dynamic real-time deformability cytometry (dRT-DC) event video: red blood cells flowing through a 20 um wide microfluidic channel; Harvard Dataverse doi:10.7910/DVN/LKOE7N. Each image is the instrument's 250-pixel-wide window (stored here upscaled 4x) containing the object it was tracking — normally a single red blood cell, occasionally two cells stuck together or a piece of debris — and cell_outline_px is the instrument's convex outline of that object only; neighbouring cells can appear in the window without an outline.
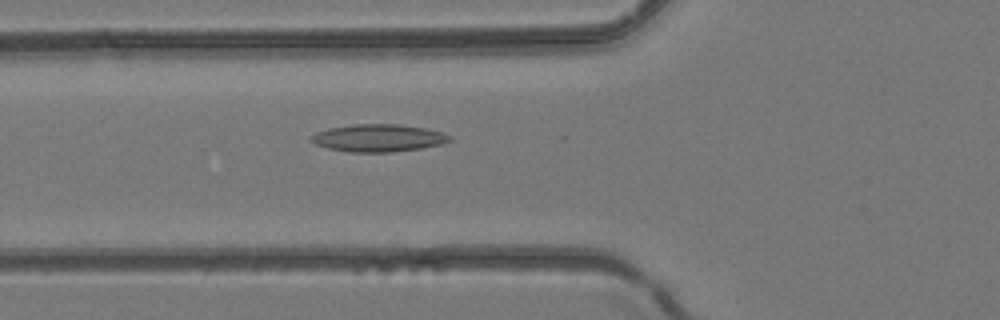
{"species": "common noctule bat (a hibernating species)", "species_latin": "Nyctalus noctula", "temperature_condition": "room temperature", "stored_images_in_passage": 27, "camera_frame_rate_fps": 3000, "um_per_image_px": 0.085, "animal": {"sex": "female", "body_mass_g": 24.6, "forearm_length_mm": 56.2}, "frame": {"image": 1, "passage_image": 4, "time_ms": 1.0, "image_size_px": [1000, 320], "cell_outline_px": [[452, 140], [440, 144], [420, 148], [392, 152], [348, 152], [328, 148], [316, 144], [312, 140], [312, 136], [316, 132], [328, 128], [356, 124], [400, 124], [424, 128], [440, 132], [452, 136]], "centroid_in_image_um": [32.17, 11.73], "position_along_channel_um": 93.6, "area_um2": 21.96}}
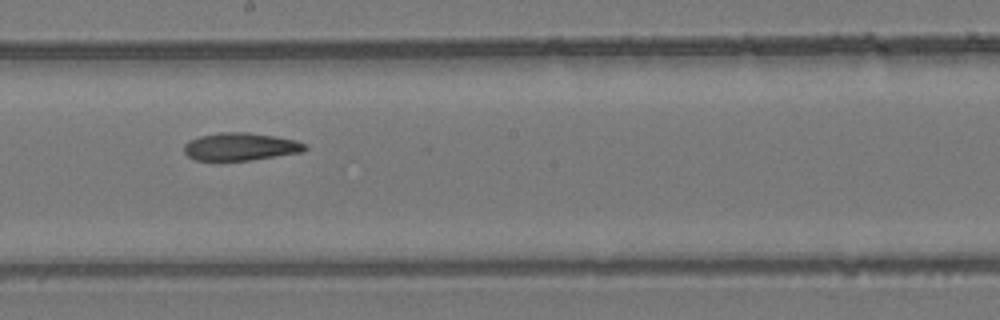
{"frame": {"image": 2, "passage_image": 13, "time_ms": 4.0, "image_size_px": [1000, 320], "cell_outline_px": [[308, 148], [300, 152], [276, 156], [248, 160], [196, 160], [188, 156], [184, 152], [184, 144], [188, 140], [200, 136], [216, 132], [248, 132], [276, 136], [296, 140], [308, 144]], "centroid_in_image_um": [20.44, 12.45], "position_along_channel_um": 227.8, "area_um2": 19.59}}
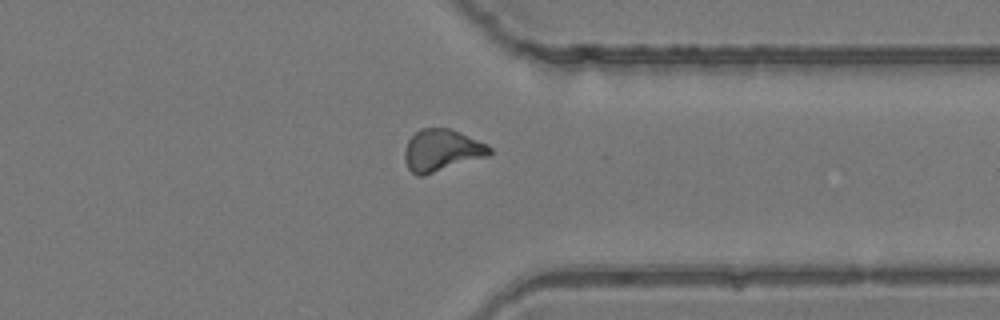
{"frame": {"image": 3, "passage_image": 23, "time_ms": 7.333, "image_size_px": [1000, 320], "cell_outline_px": [[492, 152], [488, 156], [424, 176], [416, 176], [408, 168], [404, 156], [404, 152], [408, 140], [420, 128], [448, 128], [488, 144], [492, 148]], "centroid_in_image_um": [37.55, 12.79], "position_along_channel_um": 373.9, "area_um2": 20.75}}